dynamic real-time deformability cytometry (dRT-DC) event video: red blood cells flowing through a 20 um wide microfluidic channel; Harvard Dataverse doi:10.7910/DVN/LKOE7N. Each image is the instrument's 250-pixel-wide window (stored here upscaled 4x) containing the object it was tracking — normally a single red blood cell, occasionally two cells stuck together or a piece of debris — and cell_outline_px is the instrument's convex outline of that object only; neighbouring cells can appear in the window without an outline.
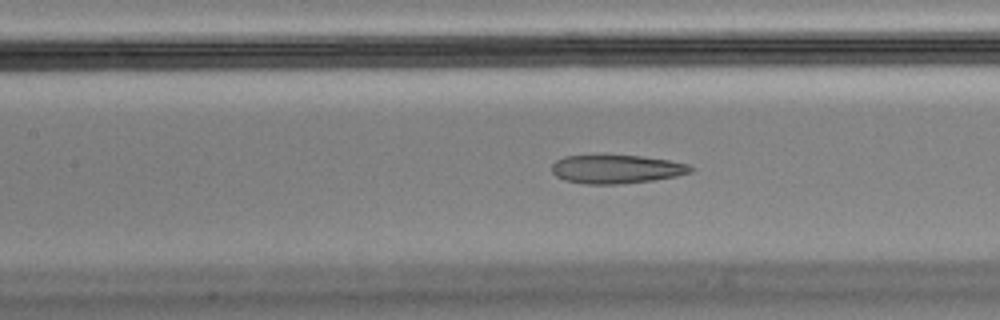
{"species": "Egyptian fruit bat (a non-hibernating species)", "species_latin": "Rousettus aegyptiacus", "temperature_condition": "cold", "stored_images_in_passage": 55, "camera_frame_rate_fps": 3000, "um_per_image_px": 0.085, "animal": {"sex": "male"}, "frame": {"image": 1, "passage_image": 24, "time_ms": 7.667, "image_size_px": [1000, 320], "cell_outline_px": [[696, 168], [692, 172], [676, 176], [652, 180], [616, 184], [588, 184], [564, 180], [556, 176], [552, 172], [552, 164], [556, 160], [564, 156], [604, 152], [640, 156], [668, 160], [688, 164]], "centroid_in_image_um": [52.35, 14.32], "position_along_channel_um": 155.0, "area_um2": 23.99}, "authors_computed_cell_mechanics": {"area_um2": 24.6228, "velocity_mm_per_s": 3.5846, "shape_relaxation_time_tau1_ms": null, "shape_relaxation_time_tau2_ms": 2.3994, "deformation_change_tau1": null, "deformation_change_tau2": 0.0992}}